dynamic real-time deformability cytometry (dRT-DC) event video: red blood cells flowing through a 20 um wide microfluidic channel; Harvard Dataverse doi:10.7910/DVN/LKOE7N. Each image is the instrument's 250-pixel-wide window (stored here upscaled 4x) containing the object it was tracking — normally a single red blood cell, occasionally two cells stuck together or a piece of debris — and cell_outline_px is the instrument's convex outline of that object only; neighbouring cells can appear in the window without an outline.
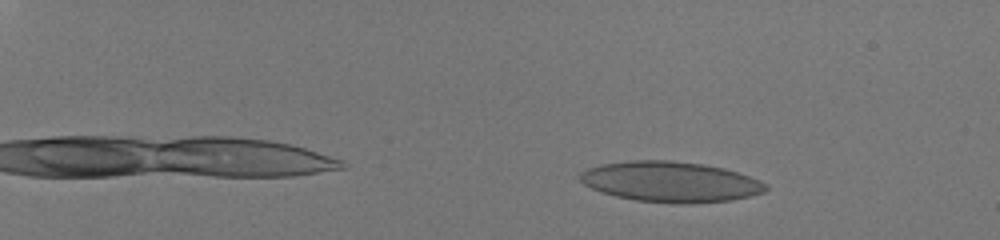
{"species": "human", "species_latin": "Homo sapiens", "temperature_condition": "room temperature", "stored_images_in_passage": 47, "camera_frame_rate_fps": 3000, "um_per_image_px": 0.085, "donor": {"sex": "male"}, "frame": {"image": 1, "passage_image": 2, "time_ms": 0.333, "image_size_px": [1000, 240], "cell_outline_px": [[768, 188], [764, 192], [732, 200], [692, 204], [680, 204], [636, 200], [616, 196], [592, 188], [584, 184], [576, 176], [580, 172], [588, 168], [604, 164], [632, 160], [668, 160], [704, 164], [724, 168], [760, 180], [768, 184]], "centroid_in_image_um": [57.0, 15.45], "position_along_channel_um": 28.0, "area_um2": 43.81}}
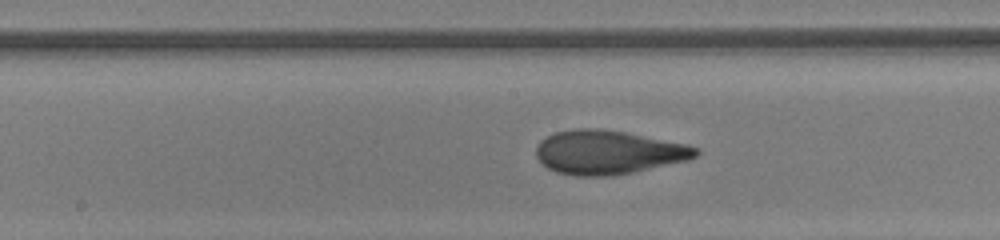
{"frame": {"image": 2, "passage_image": 26, "time_ms": 8.333, "image_size_px": [1000, 240], "cell_outline_px": [[700, 152], [696, 156], [688, 160], [632, 172], [612, 176], [576, 176], [556, 172], [548, 168], [536, 156], [536, 148], [540, 140], [556, 132], [576, 128], [600, 128], [624, 132], [688, 144], [700, 148]], "centroid_in_image_um": [51.71, 12.94], "position_along_channel_um": 196.5, "area_um2": 40.81}}
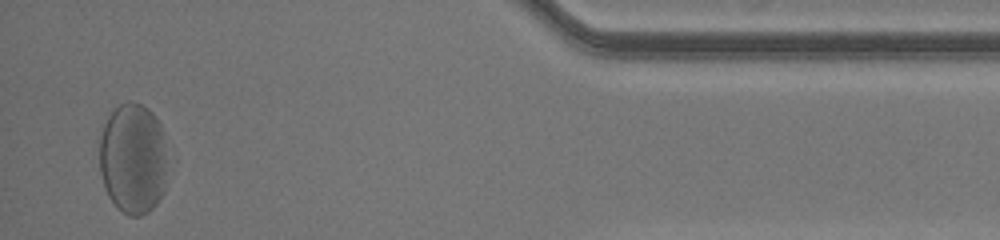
{"frame": {"image": 3, "passage_image": 46, "time_ms": 15.0, "image_size_px": [1000, 240], "cell_outline_px": [[168, 160], [164, 192], [156, 204], [148, 212], [140, 216], [128, 216], [116, 208], [108, 196], [104, 188], [100, 172], [100, 124], [120, 104], [132, 100], [148, 108], [156, 116], [160, 124], [168, 156]], "centroid_in_image_um": [11.31, 13.48], "position_along_channel_um": 423.9, "area_um2": 45.08}, "authors_computed_cell_mechanics": {"area_um2": 42.2518, "velocity_mm_per_s": 4.038, "shape_relaxation_time_tau1_ms": 3.2343, "shape_relaxation_time_tau2_ms": 0.994, "deformation_change_tau1": 0.1371, "deformation_change_tau2": 0.0747}}